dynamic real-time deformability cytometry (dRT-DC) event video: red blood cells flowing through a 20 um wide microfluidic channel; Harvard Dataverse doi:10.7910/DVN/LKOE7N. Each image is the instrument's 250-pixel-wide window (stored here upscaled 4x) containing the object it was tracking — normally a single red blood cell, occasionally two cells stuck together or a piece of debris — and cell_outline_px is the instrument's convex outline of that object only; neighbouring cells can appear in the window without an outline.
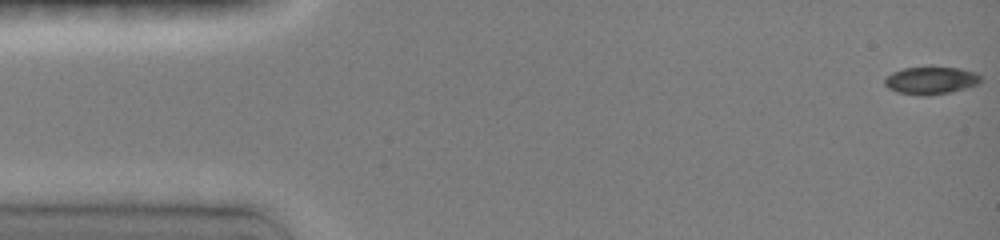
{"species": "common noctule bat (a hibernating species)", "species_latin": "Nyctalus noctula", "temperature_condition": "room temperature", "stored_images_in_passage": 44, "camera_frame_rate_fps": 3000, "um_per_image_px": 0.085, "animal": {"sex": "female", "body_mass_g": 19.0, "forearm_length_mm": 51.5}, "frame": {"image": 1, "passage_image": 1, "time_ms": 0.0, "image_size_px": [1000, 240], "cell_outline_px": [[980, 80], [976, 84], [964, 88], [948, 92], [924, 96], [920, 96], [896, 92], [888, 88], [884, 84], [884, 80], [892, 72], [900, 68], [960, 68], [976, 72], [980, 76]], "centroid_in_image_um": [79.07, 6.84], "position_along_channel_um": 5.9, "area_um2": 15.14}}
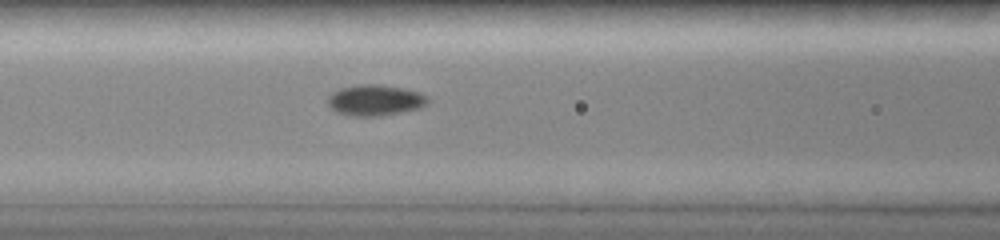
{"frame": {"image": 2, "passage_image": 20, "time_ms": 6.333, "image_size_px": [1000, 240], "cell_outline_px": [[428, 104], [420, 108], [384, 116], [348, 116], [332, 108], [328, 104], [328, 96], [340, 88], [364, 84], [372, 84], [400, 88], [420, 92], [428, 100]], "centroid_in_image_um": [31.89, 8.54], "position_along_channel_um": 134.7, "area_um2": 17.74}}
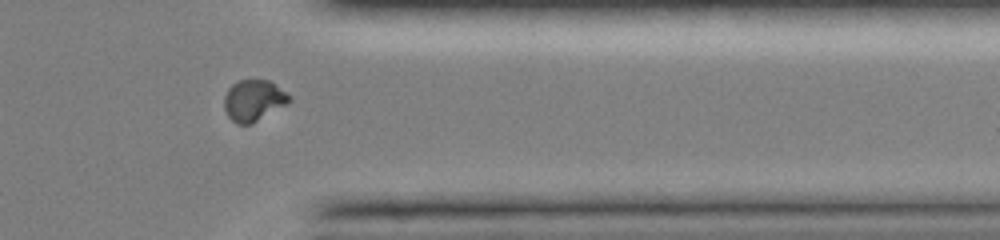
{"frame": {"image": 3, "passage_image": 39, "time_ms": 12.667, "image_size_px": [1000, 240], "cell_outline_px": [[292, 100], [252, 124], [236, 124], [228, 116], [224, 108], [224, 96], [228, 88], [232, 84], [240, 80], [268, 80], [292, 96]], "centroid_in_image_um": [21.54, 8.54], "position_along_channel_um": 389.9, "area_um2": 15.55}}